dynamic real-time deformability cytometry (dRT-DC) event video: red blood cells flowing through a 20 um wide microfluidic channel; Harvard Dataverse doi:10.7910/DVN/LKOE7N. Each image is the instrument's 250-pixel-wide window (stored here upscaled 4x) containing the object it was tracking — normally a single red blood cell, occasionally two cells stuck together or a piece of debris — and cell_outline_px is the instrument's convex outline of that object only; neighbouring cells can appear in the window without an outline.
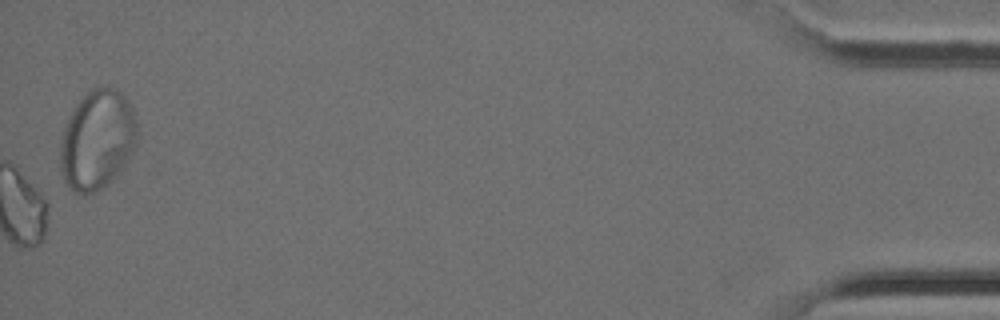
{"species": "Egyptian fruit bat (a non-hibernating species)", "species_latin": "Rousettus aegyptiacus", "temperature_condition": "cold", "stored_images_in_passage": 30, "segment_of_instrument_passage": [2, 2], "camera_frame_rate_fps": 3000, "um_per_image_px": 0.085, "animal": {"sex": "female"}, "frame": {"image": 1, "passage_image": 30, "time_ms": 9.667, "image_size_px": [1000, 320], "cell_outline_px": [[136, 148], [128, 160], [108, 184], [104, 188], [92, 192], [76, 192], [64, 180], [60, 172], [60, 144], [64, 128], [68, 116], [76, 104], [92, 88], [104, 84], [108, 84], [116, 88], [128, 100], [132, 108], [136, 120]], "centroid_in_image_um": [8.27, 11.84], "position_along_channel_um": 426.9, "area_um2": 44.8}}